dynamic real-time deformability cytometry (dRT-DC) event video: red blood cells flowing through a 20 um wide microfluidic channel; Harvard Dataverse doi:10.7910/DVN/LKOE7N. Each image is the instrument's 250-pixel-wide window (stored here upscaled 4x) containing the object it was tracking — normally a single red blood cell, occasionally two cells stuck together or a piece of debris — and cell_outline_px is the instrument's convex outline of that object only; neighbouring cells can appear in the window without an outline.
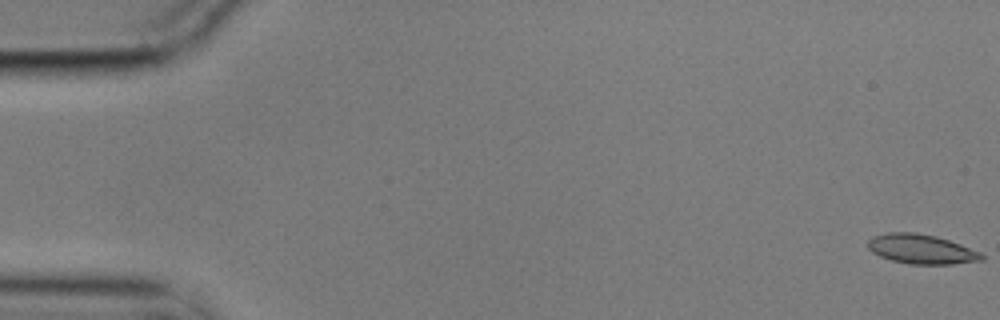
{"species": "common noctule bat (a hibernating species)", "species_latin": "Nyctalus noctula", "temperature_condition": "cold", "stored_images_in_passage": 57, "camera_frame_rate_fps": 3000, "um_per_image_px": 0.085, "animal": {"sex": "male", "body_mass_g": 17.9}, "frame": {"image": 1, "passage_image": 1, "time_ms": 0.0, "image_size_px": [1000, 320], "cell_outline_px": [[984, 260], [952, 264], [912, 264], [892, 260], [880, 256], [872, 252], [868, 248], [868, 240], [872, 236], [888, 232], [916, 232], [936, 236], [960, 244], [980, 252], [984, 256]], "centroid_in_image_um": [78.3, 21.17], "position_along_channel_um": 6.7, "area_um2": 19.54}}
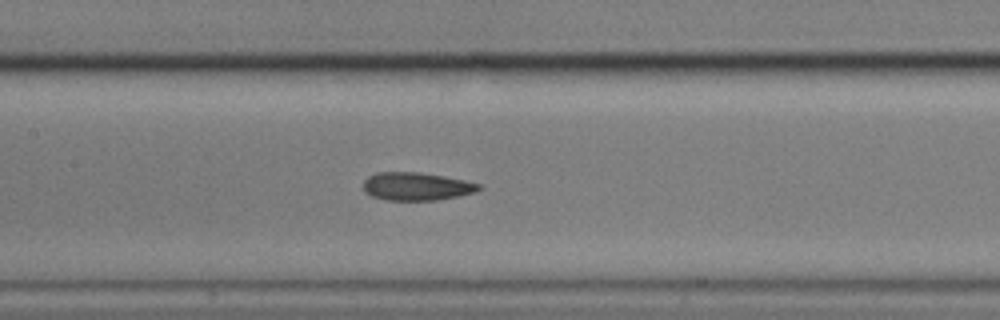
{"frame": {"image": 2, "passage_image": 27, "time_ms": 8.667, "image_size_px": [1000, 320], "cell_outline_px": [[480, 188], [476, 192], [436, 200], [388, 200], [372, 196], [364, 192], [364, 180], [368, 176], [376, 172], [420, 172], [444, 176], [464, 180], [480, 184]], "centroid_in_image_um": [35.37, 15.83], "position_along_channel_um": 172.0, "area_um2": 18.79}}
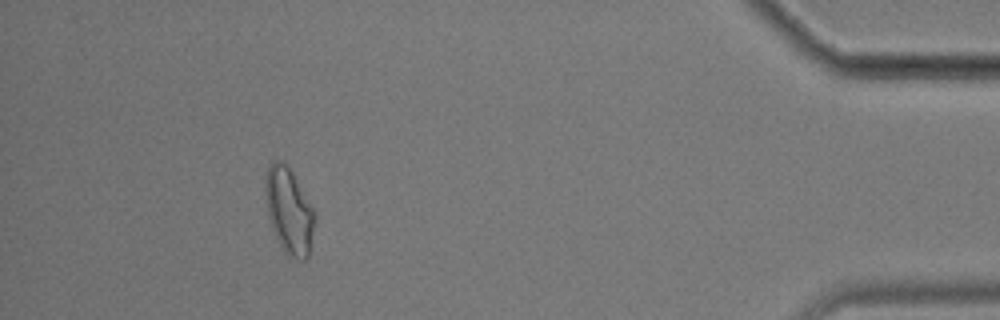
{"frame": {"image": 3, "passage_image": 52, "time_ms": 17.0, "image_size_px": [1000, 320], "cell_outline_px": [[316, 220], [308, 256], [304, 260], [300, 260], [288, 256], [280, 244], [272, 228], [268, 216], [264, 192], [264, 176], [268, 164], [272, 160], [284, 160], [292, 172], [316, 212]], "centroid_in_image_um": [24.55, 17.86], "position_along_channel_um": 410.6, "area_um2": 25.14}, "authors_computed_cell_mechanics": {"area_um2": 19.5942, "velocity_mm_per_s": 3.547, "shape_relaxation_time_tau1_ms": null, "shape_relaxation_time_tau2_ms": 3.0824, "deformation_change_tau1": null, "deformation_change_tau2": 0.0946}}